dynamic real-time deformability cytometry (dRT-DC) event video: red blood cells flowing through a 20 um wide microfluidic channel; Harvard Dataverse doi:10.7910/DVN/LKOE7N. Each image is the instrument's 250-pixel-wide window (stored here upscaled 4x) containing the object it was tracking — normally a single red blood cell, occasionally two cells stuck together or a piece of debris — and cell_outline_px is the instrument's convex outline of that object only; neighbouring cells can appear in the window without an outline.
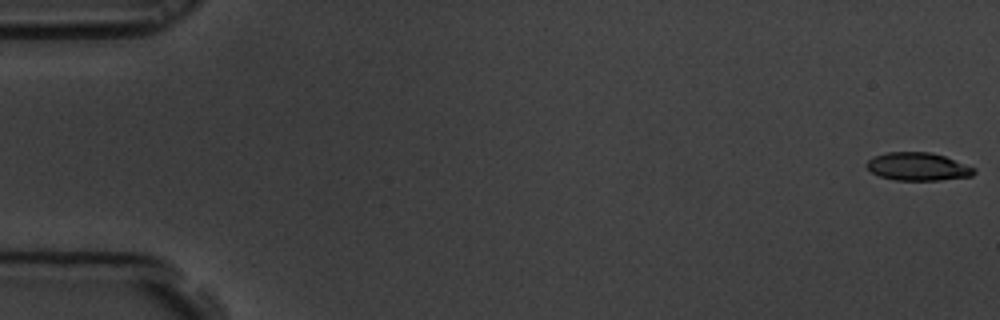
{"species": "common noctule bat (a hibernating species)", "species_latin": "Nyctalus noctula", "temperature_condition": "room temperature", "stored_images_in_passage": 59, "camera_frame_rate_fps": 3000, "um_per_image_px": 0.085, "animal": {"sex": "male", "body_mass_g": 19.5, "forearm_length_mm": 54.6}, "frame": {"image": 1, "passage_image": 1, "time_ms": 0.0, "image_size_px": [1000, 320], "cell_outline_px": [[976, 172], [972, 176], [940, 180], [896, 180], [880, 176], [872, 172], [864, 164], [872, 156], [888, 152], [932, 152], [944, 156], [976, 168]], "centroid_in_image_um": [78.02, 14.15], "position_along_channel_um": 7.0, "area_um2": 17.57}}
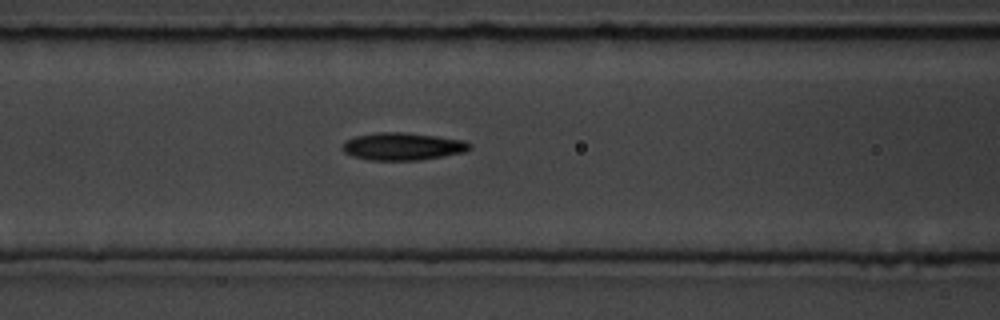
{"frame": {"image": 2, "passage_image": 25, "time_ms": 8.0, "image_size_px": [1000, 320], "cell_outline_px": [[472, 148], [464, 152], [444, 156], [420, 160], [368, 160], [352, 156], [344, 152], [340, 148], [344, 140], [356, 136], [376, 132], [404, 132], [436, 136], [464, 140], [472, 144]], "centroid_in_image_um": [34.2, 12.44], "position_along_channel_um": 132.4, "area_um2": 20.63}}
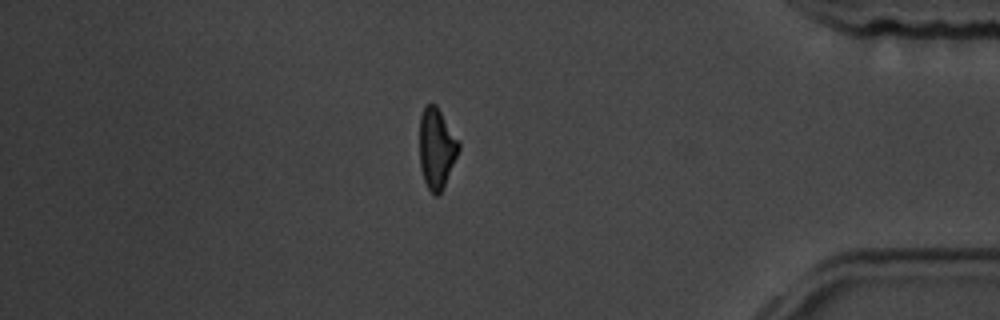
{"frame": {"image": 3, "passage_image": 51, "time_ms": 16.667, "image_size_px": [1000, 320], "cell_outline_px": [[460, 148], [444, 188], [436, 196], [432, 196], [424, 180], [420, 168], [420, 116], [424, 108], [428, 104], [436, 104], [460, 144]], "centroid_in_image_um": [37.1, 12.65], "position_along_channel_um": 398.1, "area_um2": 18.26}, "authors_computed_cell_mechanics": {"area_um2": 19.2474, "velocity_mm_per_s": 3.464, "shape_relaxation_time_tau1_ms": 8.5211, "shape_relaxation_time_tau2_ms": 4.4717, "deformation_change_tau1": 0.2131, "deformation_change_tau2": 0.1286}}